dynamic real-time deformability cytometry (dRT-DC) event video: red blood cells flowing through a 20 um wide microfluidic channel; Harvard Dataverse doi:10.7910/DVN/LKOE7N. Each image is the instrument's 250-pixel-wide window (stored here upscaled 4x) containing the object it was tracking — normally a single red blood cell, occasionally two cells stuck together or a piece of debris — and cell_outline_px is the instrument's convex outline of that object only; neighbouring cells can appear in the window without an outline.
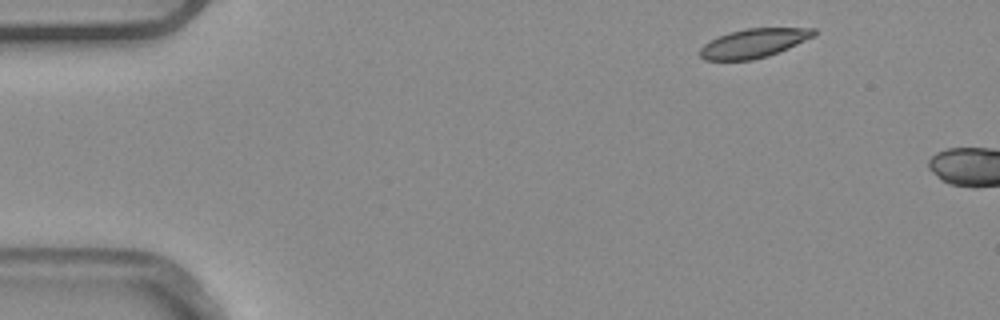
{"species": "common noctule bat (a hibernating species)", "species_latin": "Nyctalus noctula", "temperature_condition": "warm", "stored_images_in_passage": 2, "camera_frame_rate_fps": 3000, "um_per_image_px": 0.085, "animal": {"sex": "male", "body_mass_g": 20.4}, "frame": {"image": 1, "passage_image": 1, "time_ms": 0.0, "image_size_px": [1000, 320], "cell_outline_px": [[816, 36], [788, 48], [768, 56], [752, 60], [704, 60], [700, 56], [700, 48], [704, 44], [728, 32], [744, 28], [816, 28]], "centroid_in_image_um": [64.09, 3.67], "position_along_channel_um": 20.9, "area_um2": 19.25}}